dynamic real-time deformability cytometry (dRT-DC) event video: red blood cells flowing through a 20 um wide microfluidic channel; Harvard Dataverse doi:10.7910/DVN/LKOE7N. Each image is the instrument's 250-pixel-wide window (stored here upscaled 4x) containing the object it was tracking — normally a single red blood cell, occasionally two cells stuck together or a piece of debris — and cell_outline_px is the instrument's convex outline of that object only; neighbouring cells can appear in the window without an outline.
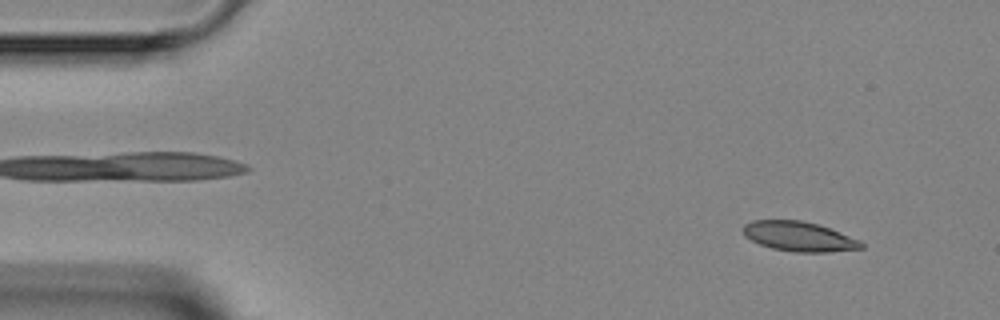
{"species": "Egyptian fruit bat (a non-hibernating species)", "species_latin": "Rousettus aegyptiacus", "temperature_condition": "room temperature", "stored_images_in_passage": 4, "camera_frame_rate_fps": 3000, "um_per_image_px": 0.085, "animal": {"sex": "female"}, "frame": {"image": 1, "passage_image": 1, "time_ms": 0.0, "image_size_px": [1000, 320], "cell_outline_px": [[864, 248], [828, 252], [796, 252], [772, 248], [760, 244], [744, 236], [740, 228], [744, 224], [752, 220], [800, 220], [816, 224], [840, 232], [860, 240], [864, 244]], "centroid_in_image_um": [67.88, 20.09], "position_along_channel_um": 17.1, "area_um2": 20.46}}
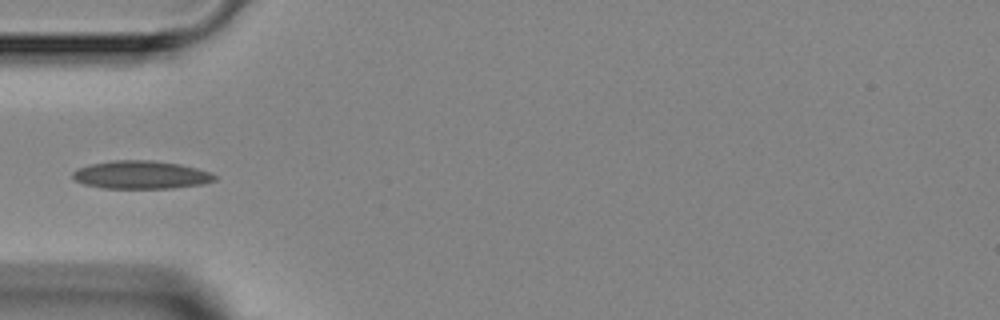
{"frame": {"image": 2, "passage_image": 4, "time_ms": 3.667, "image_size_px": [1000, 320], "cell_outline_px": [[216, 180], [204, 184], [172, 188], [104, 188], [84, 184], [76, 180], [72, 176], [72, 172], [76, 168], [92, 164], [112, 160], [152, 160], [180, 164], [196, 168], [208, 172], [216, 176]], "centroid_in_image_um": [11.98, 14.86], "position_along_channel_um": 73.0, "area_um2": 23.18}}